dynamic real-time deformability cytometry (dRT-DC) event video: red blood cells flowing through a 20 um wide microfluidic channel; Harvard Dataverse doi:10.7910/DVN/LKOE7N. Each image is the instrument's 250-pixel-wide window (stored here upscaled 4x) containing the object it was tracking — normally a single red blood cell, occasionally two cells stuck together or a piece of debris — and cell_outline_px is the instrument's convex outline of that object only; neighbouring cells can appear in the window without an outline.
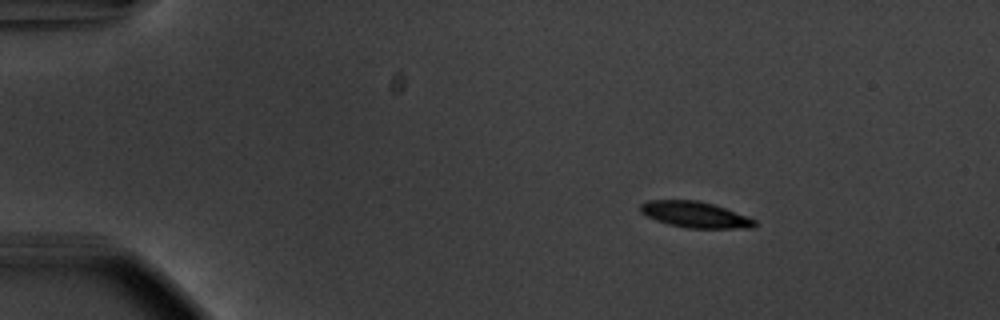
{"species": "common noctule bat (a hibernating species)", "species_latin": "Nyctalus noctula", "temperature_condition": "warm", "stored_images_in_passage": 47, "camera_frame_rate_fps": 3000, "um_per_image_px": 0.085, "animal": {"sex": "male", "body_mass_g": 20.1, "forearm_length_mm": 53.5}, "frame": {"image": 1, "passage_image": 1, "time_ms": 0.0, "image_size_px": [1000, 320], "cell_outline_px": [[756, 224], [752, 228], [688, 228], [668, 224], [656, 220], [640, 212], [640, 204], [648, 200], [700, 200], [748, 216], [756, 220]], "centroid_in_image_um": [59.08, 18.24], "position_along_channel_um": 25.9, "area_um2": 17.28}}
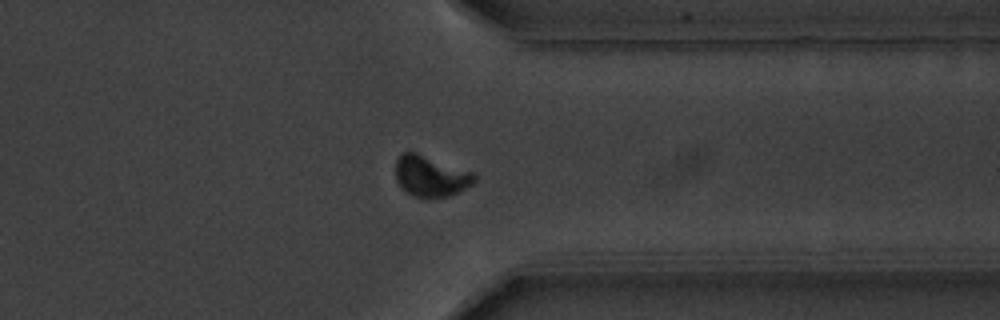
{"frame": {"image": 2, "passage_image": 36, "time_ms": 11.667, "image_size_px": [1000, 320], "cell_outline_px": [[476, 180], [472, 184], [448, 196], [428, 200], [412, 196], [400, 188], [396, 180], [396, 160], [400, 152], [416, 152], [476, 172]], "centroid_in_image_um": [36.6, 14.98], "position_along_channel_um": 374.8, "area_um2": 19.36}}
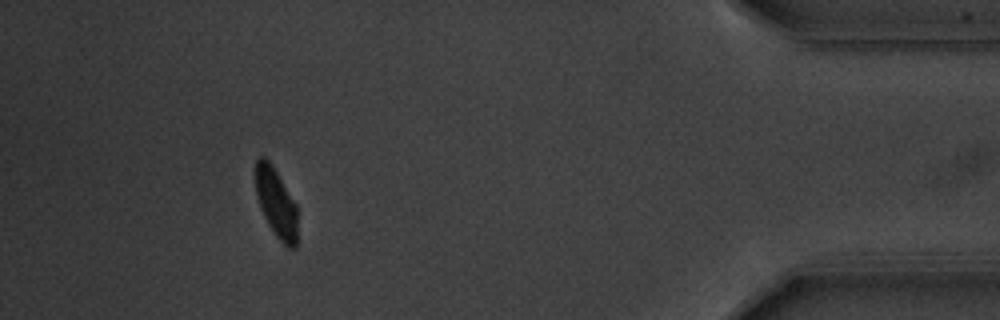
{"frame": {"image": 3, "passage_image": 43, "time_ms": 14.0, "image_size_px": [1000, 320], "cell_outline_px": [[296, 248], [288, 248], [276, 236], [268, 224], [260, 208], [256, 196], [256, 160], [260, 156], [264, 156], [272, 164], [296, 204]], "centroid_in_image_um": [23.46, 17.23], "position_along_channel_um": 411.7, "area_um2": 16.7}, "authors_computed_cell_mechanics": {"area_um2": 18.2648, "velocity_mm_per_s": 3.7035, "shape_relaxation_time_tau1_ms": 1.8869, "shape_relaxation_time_tau2_ms": null, "deformation_change_tau1": 0.1429, "deformation_change_tau2": null}}